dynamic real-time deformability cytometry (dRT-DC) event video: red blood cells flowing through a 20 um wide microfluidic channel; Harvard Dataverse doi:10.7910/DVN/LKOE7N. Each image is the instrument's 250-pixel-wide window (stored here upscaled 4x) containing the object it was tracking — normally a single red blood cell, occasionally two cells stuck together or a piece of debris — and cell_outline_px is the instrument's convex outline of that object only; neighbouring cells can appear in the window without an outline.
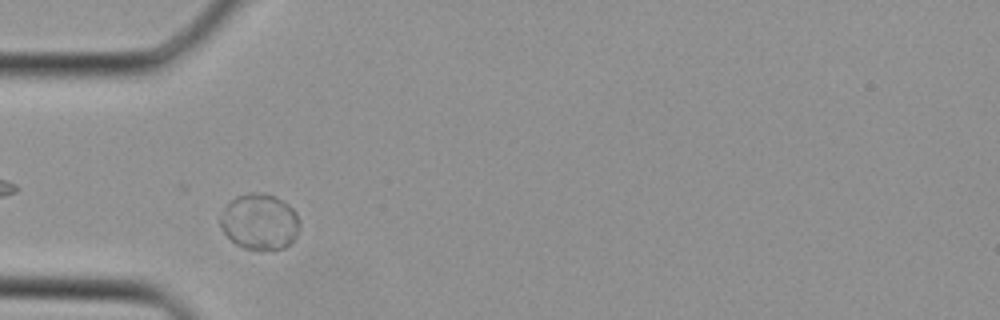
{"species": "Egyptian fruit bat (a non-hibernating species)", "species_latin": "Rousettus aegyptiacus", "temperature_condition": "cold", "stored_images_in_passage": 29, "camera_frame_rate_fps": 3000, "um_per_image_px": 0.085, "animal": {"sex": "female"}, "frame": {"image": 1, "passage_image": 3, "time_ms": 0.667, "image_size_px": [1000, 320], "cell_outline_px": [[300, 228], [292, 244], [284, 248], [272, 252], [244, 248], [236, 244], [224, 232], [220, 224], [220, 220], [224, 208], [236, 196], [248, 192], [264, 192], [276, 196], [288, 204], [296, 212], [300, 220]], "centroid_in_image_um": [22.12, 18.87], "position_along_channel_um": 62.9, "area_um2": 26.41}}
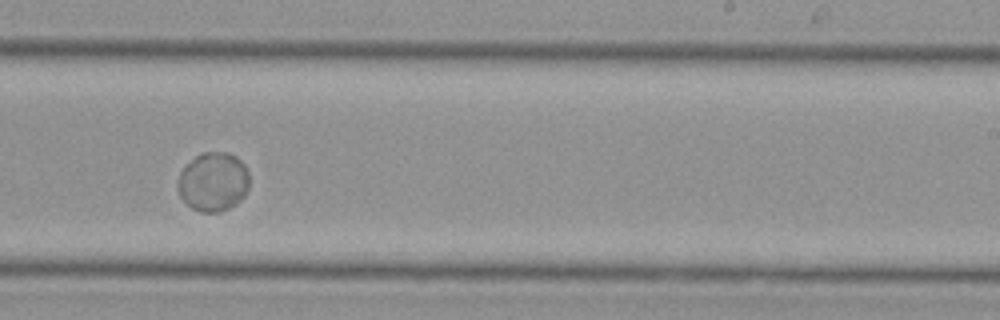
{"frame": {"image": 2, "passage_image": 15, "time_ms": 4.667, "image_size_px": [1000, 320], "cell_outline_px": [[248, 188], [244, 196], [236, 204], [228, 208], [216, 212], [200, 212], [192, 208], [180, 196], [176, 188], [176, 184], [180, 172], [196, 156], [204, 152], [228, 152], [236, 156], [244, 164], [248, 172]], "centroid_in_image_um": [18.12, 15.45], "position_along_channel_um": 270.9, "area_um2": 24.57}}
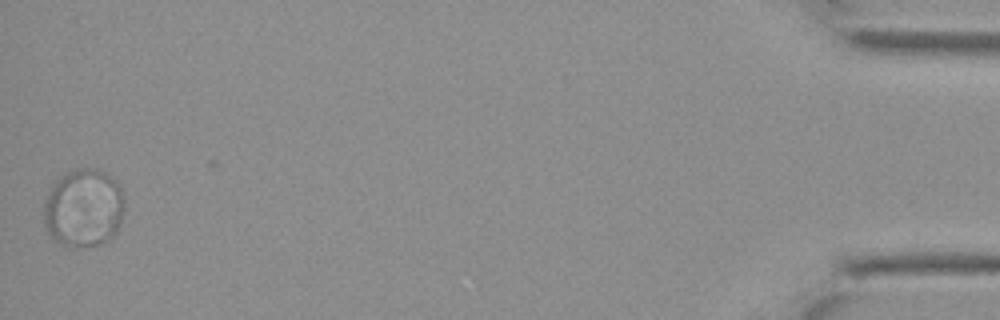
{"frame": {"image": 3, "passage_image": 29, "time_ms": 9.333, "image_size_px": [1000, 320], "cell_outline_px": [[124, 208], [120, 224], [116, 232], [108, 240], [100, 244], [80, 248], [60, 244], [48, 232], [44, 224], [44, 204], [48, 192], [52, 184], [60, 176], [76, 168], [100, 168], [112, 176], [120, 184], [124, 196]], "centroid_in_image_um": [7.13, 17.66], "position_along_channel_um": 428.1, "area_um2": 37.4}}